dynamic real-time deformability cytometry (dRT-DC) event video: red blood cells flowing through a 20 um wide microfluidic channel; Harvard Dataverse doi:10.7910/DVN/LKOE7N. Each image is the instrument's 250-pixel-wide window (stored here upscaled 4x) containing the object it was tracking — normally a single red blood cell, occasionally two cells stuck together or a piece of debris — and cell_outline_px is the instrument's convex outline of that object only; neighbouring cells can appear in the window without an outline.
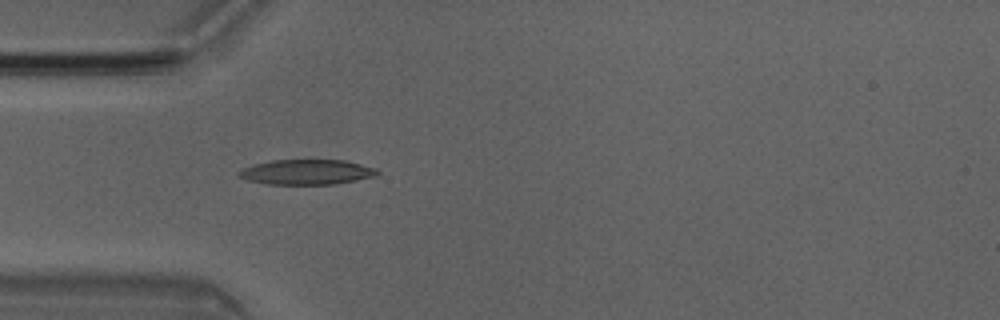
{"species": "Egyptian fruit bat (a non-hibernating species)", "species_latin": "Rousettus aegyptiacus", "temperature_condition": "room temperature", "stored_images_in_passage": 49, "camera_frame_rate_fps": 3000, "um_per_image_px": 0.085, "animal": {"sex": "male"}, "frame": {"image": 1, "passage_image": 14, "time_ms": 4.333, "image_size_px": [1000, 320], "cell_outline_px": [[380, 172], [376, 176], [336, 184], [264, 184], [248, 180], [236, 176], [236, 172], [252, 164], [272, 160], [344, 160], [376, 168]], "centroid_in_image_um": [26.03, 14.62], "position_along_channel_um": 59.0, "area_um2": 20.35}}
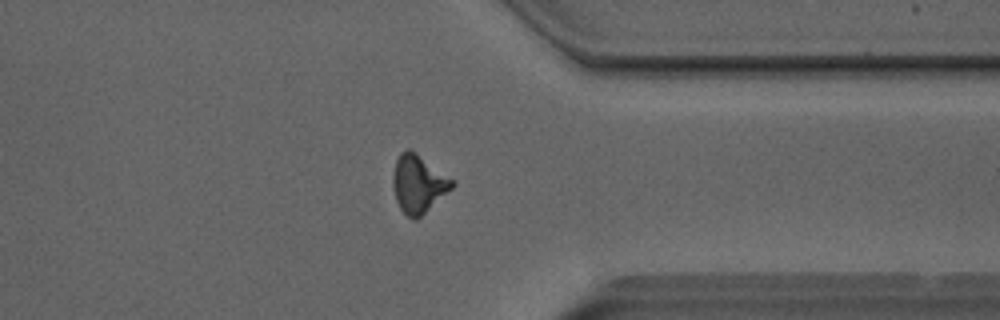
{"frame": {"image": 2, "passage_image": 38, "time_ms": 12.333, "image_size_px": [1000, 320], "cell_outline_px": [[456, 184], [452, 188], [416, 220], [412, 220], [400, 208], [396, 200], [392, 184], [392, 176], [396, 160], [400, 152], [408, 148], [412, 148], [456, 180]], "centroid_in_image_um": [35.58, 15.57], "position_along_channel_um": 375.8, "area_um2": 20.35}}
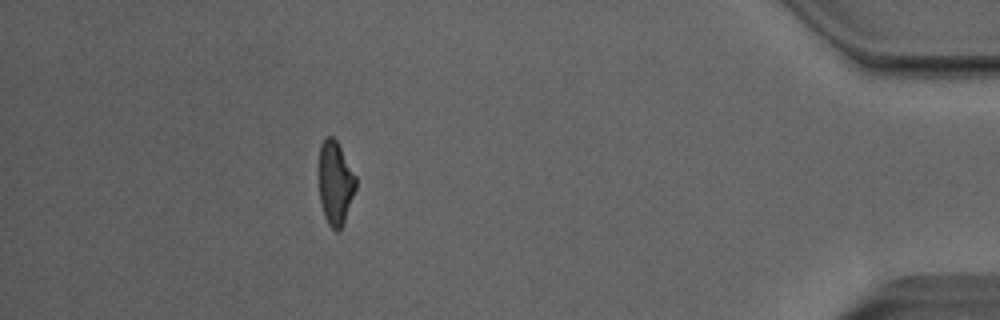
{"frame": {"image": 3, "passage_image": 44, "time_ms": 14.333, "image_size_px": [1000, 320], "cell_outline_px": [[356, 188], [344, 220], [340, 228], [336, 232], [328, 224], [324, 216], [320, 204], [320, 144], [324, 136], [332, 136], [336, 140], [356, 176]], "centroid_in_image_um": [28.5, 15.53], "position_along_channel_um": 406.7, "area_um2": 17.69}, "authors_computed_cell_mechanics": {"area_um2": 19.1318, "velocity_mm_per_s": 4.0669, "shape_relaxation_time_tau1_ms": 5.8606, "shape_relaxation_time_tau2_ms": 2.1064, "deformation_change_tau1": 0.1865, "deformation_change_tau2": 0.1161}}